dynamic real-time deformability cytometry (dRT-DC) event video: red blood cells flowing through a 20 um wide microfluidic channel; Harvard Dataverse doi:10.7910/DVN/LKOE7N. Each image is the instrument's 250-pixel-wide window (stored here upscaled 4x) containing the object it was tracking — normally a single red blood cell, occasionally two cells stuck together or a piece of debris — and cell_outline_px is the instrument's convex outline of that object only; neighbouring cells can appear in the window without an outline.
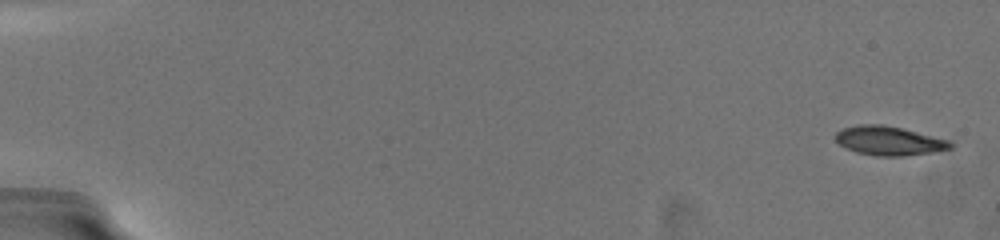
{"species": "common noctule bat (a hibernating species)", "species_latin": "Nyctalus noctula", "temperature_condition": "warm", "stored_images_in_passage": 43, "camera_frame_rate_fps": 3000, "um_per_image_px": 0.085, "animal": {"sex": "female", "body_mass_g": 19.5, "forearm_length_mm": 54.1}, "frame": {"image": 1, "passage_image": 1, "time_ms": 0.0, "image_size_px": [1000, 240], "cell_outline_px": [[952, 148], [932, 152], [904, 156], [876, 156], [856, 152], [840, 144], [832, 136], [836, 132], [844, 128], [860, 124], [880, 124], [900, 128], [948, 140], [952, 144]], "centroid_in_image_um": [75.52, 11.97], "position_along_channel_um": 9.5, "area_um2": 19.19}}
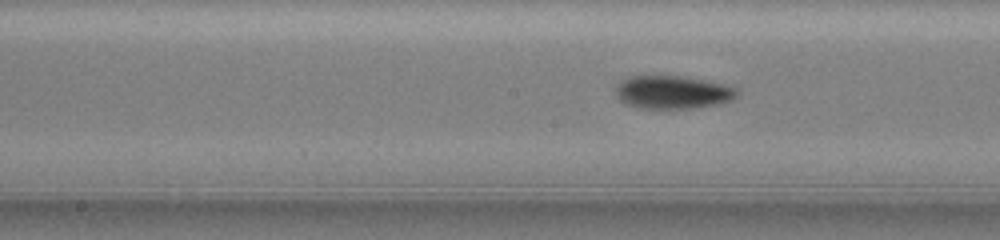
{"frame": {"image": 2, "passage_image": 21, "time_ms": 10.0, "image_size_px": [1000, 240], "cell_outline_px": [[740, 96], [732, 100], [720, 104], [664, 112], [636, 108], [620, 100], [616, 96], [616, 84], [620, 80], [628, 76], [680, 76], [704, 80], [736, 88], [740, 92]], "centroid_in_image_um": [57.15, 7.89], "position_along_channel_um": 191.1, "area_um2": 24.33}}
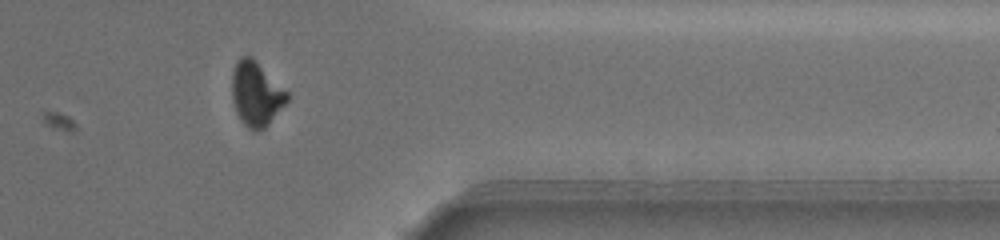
{"frame": {"image": 3, "passage_image": 35, "time_ms": 15.667, "image_size_px": [1000, 240], "cell_outline_px": [[292, 96], [268, 124], [260, 132], [252, 132], [240, 120], [236, 112], [232, 100], [232, 72], [240, 56], [252, 56]], "centroid_in_image_um": [21.78, 8.0], "position_along_channel_um": 389.6, "area_um2": 20.92}, "authors_computed_cell_mechanics": {"area_um2": 21.8484, "velocity_mm_per_s": 3.6842, "shape_relaxation_time_tau1_ms": 3.6417, "shape_relaxation_time_tau2_ms": 1.5589, "deformation_change_tau1": 0.1405, "deformation_change_tau2": 0.0466}}